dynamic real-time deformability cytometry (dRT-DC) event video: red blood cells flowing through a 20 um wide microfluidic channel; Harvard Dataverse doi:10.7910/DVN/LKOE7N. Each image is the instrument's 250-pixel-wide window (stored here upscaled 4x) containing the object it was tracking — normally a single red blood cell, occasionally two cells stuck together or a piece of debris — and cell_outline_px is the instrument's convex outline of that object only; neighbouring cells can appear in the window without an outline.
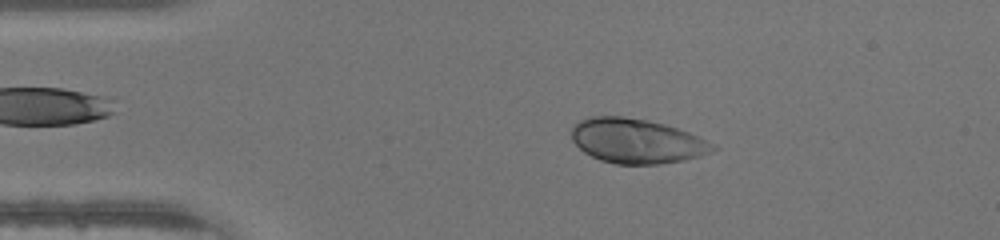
{"species": "human", "species_latin": "Homo sapiens", "temperature_condition": "warm", "stored_images_in_passage": 45, "camera_frame_rate_fps": 3000, "um_per_image_px": 0.085, "donor": {"sex": "male"}, "frame": {"image": 1, "passage_image": 8, "time_ms": 2.333, "image_size_px": [1000, 240], "cell_outline_px": [[720, 148], [700, 156], [684, 160], [660, 164], [616, 164], [600, 160], [584, 152], [572, 140], [572, 124], [588, 116], [624, 116], [648, 120], [664, 124], [688, 132], [716, 144]], "centroid_in_image_um": [54.12, 11.98], "position_along_channel_um": 30.9, "area_um2": 36.93}}
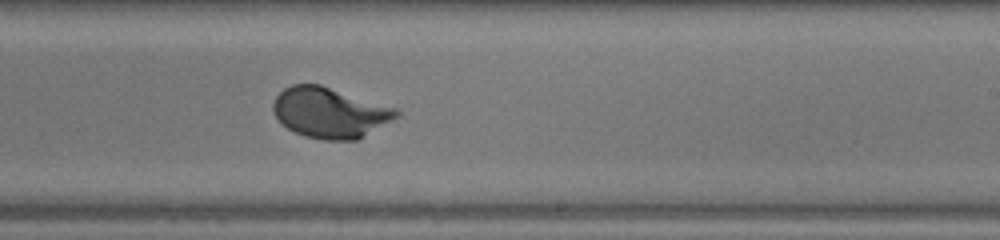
{"frame": {"image": 2, "passage_image": 27, "time_ms": 8.667, "image_size_px": [1000, 240], "cell_outline_px": [[400, 116], [356, 140], [324, 140], [304, 136], [288, 128], [272, 112], [272, 104], [276, 96], [284, 88], [292, 84], [320, 84], [396, 108], [400, 112]], "centroid_in_image_um": [28.03, 9.57], "position_along_channel_um": 261.0, "area_um2": 36.07}}
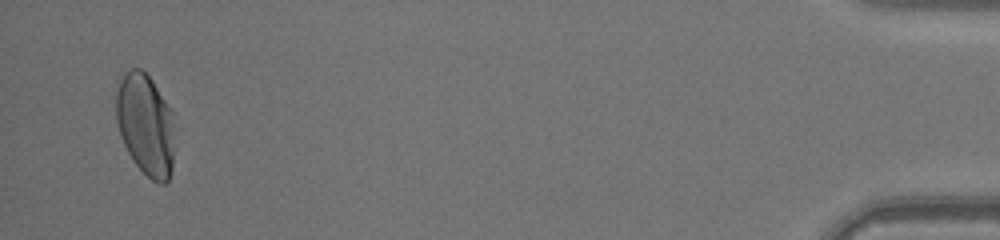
{"frame": {"image": 3, "passage_image": 44, "time_ms": 14.333, "image_size_px": [1000, 240], "cell_outline_px": [[172, 168], [168, 180], [164, 184], [160, 184], [152, 180], [132, 160], [120, 136], [116, 120], [116, 92], [120, 80], [124, 72], [132, 68], [140, 68], [152, 80], [172, 112]], "centroid_in_image_um": [12.33, 10.58], "position_along_channel_um": 422.9, "area_um2": 34.28}}